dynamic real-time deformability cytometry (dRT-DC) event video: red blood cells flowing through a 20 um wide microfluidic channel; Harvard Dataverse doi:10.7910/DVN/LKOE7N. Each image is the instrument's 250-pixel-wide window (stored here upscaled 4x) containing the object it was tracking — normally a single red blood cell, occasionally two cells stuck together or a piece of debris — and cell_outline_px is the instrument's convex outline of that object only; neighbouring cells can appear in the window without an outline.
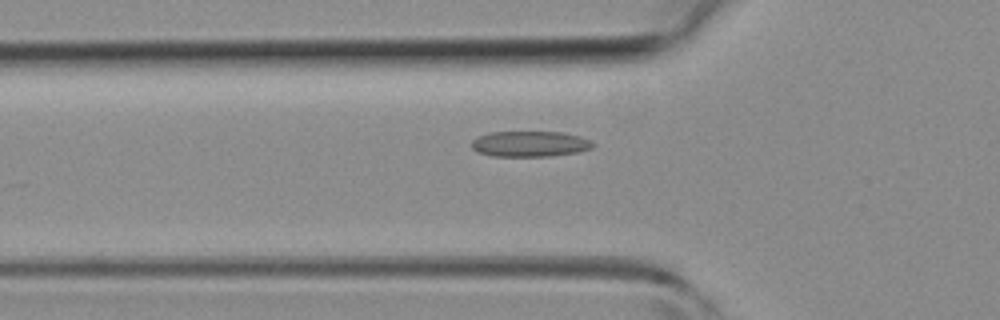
{"species": "common noctule bat (a hibernating species)", "species_latin": "Nyctalus noctula", "temperature_condition": "room temperature", "stored_images_in_passage": 41, "camera_frame_rate_fps": 3000, "um_per_image_px": 0.085, "animal": {"sex": "female", "body_mass_g": 19.3, "forearm_length_mm": 54.1}, "frame": {"image": 1, "passage_image": 11, "time_ms": 3.333, "image_size_px": [1000, 320], "cell_outline_px": [[592, 148], [576, 152], [548, 156], [492, 156], [476, 152], [472, 148], [472, 140], [480, 136], [492, 132], [560, 132], [580, 136], [588, 140], [592, 144]], "centroid_in_image_um": [44.99, 12.23], "position_along_channel_um": 80.8, "area_um2": 17.86}}
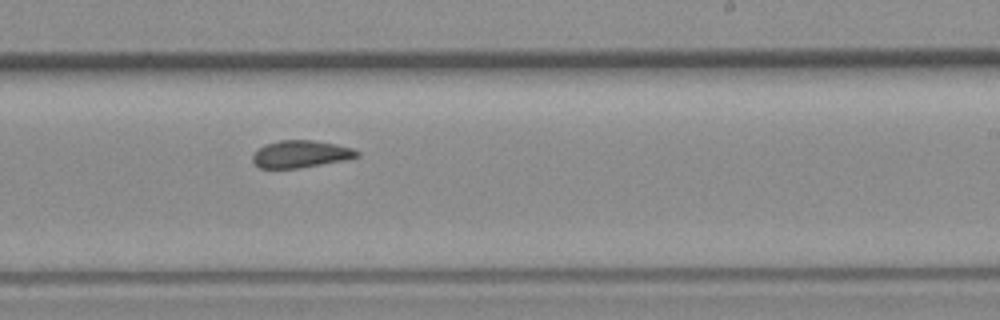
{"frame": {"image": 2, "passage_image": 23, "time_ms": 7.333, "image_size_px": [1000, 320], "cell_outline_px": [[360, 156], [344, 160], [300, 168], [260, 168], [252, 160], [252, 156], [264, 144], [280, 140], [312, 140], [336, 144], [352, 148], [360, 152]], "centroid_in_image_um": [25.58, 13.09], "position_along_channel_um": 263.4, "area_um2": 16.47}}
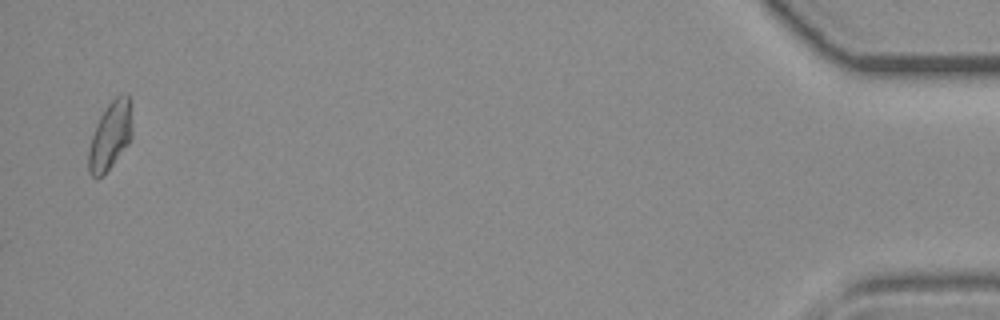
{"frame": {"image": 3, "passage_image": 40, "time_ms": 13.0, "image_size_px": [1000, 320], "cell_outline_px": [[132, 136], [128, 144], [112, 164], [96, 180], [88, 172], [88, 152], [92, 136], [96, 124], [100, 116], [108, 104], [116, 96], [124, 92], [128, 92], [132, 132]], "centroid_in_image_um": [9.36, 11.52], "position_along_channel_um": 425.8, "area_um2": 17.05}}